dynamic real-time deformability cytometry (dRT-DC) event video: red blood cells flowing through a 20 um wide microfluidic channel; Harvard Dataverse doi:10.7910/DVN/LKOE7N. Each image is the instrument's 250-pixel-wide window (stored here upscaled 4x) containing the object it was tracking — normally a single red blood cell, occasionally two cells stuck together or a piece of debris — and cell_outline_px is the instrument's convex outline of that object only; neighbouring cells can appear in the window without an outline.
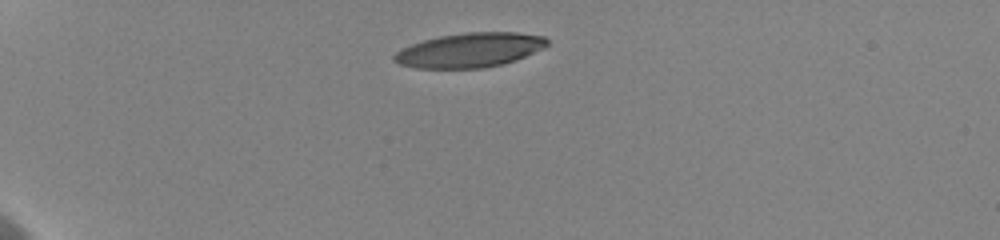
{"species": "human", "species_latin": "Homo sapiens", "temperature_condition": "cold", "stored_images_in_passage": 7, "camera_frame_rate_fps": 3000, "um_per_image_px": 0.085, "donor": {"sex": "female"}, "frame": {"image": 1, "passage_image": 1, "time_ms": 0.0, "image_size_px": [1000, 240], "cell_outline_px": [[548, 44], [516, 60], [484, 68], [416, 68], [400, 64], [392, 60], [392, 56], [396, 52], [412, 44], [424, 40], [440, 36], [464, 32], [516, 32], [544, 36], [548, 40]], "centroid_in_image_um": [39.9, 4.25], "position_along_channel_um": 45.1, "area_um2": 30.4}}